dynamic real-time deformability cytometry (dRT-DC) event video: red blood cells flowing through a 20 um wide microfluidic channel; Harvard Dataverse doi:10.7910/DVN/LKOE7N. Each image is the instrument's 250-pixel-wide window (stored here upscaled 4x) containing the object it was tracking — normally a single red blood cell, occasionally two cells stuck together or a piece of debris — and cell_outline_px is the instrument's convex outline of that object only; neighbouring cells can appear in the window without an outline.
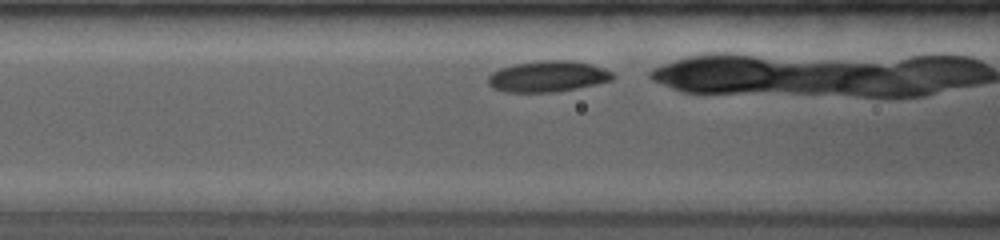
{"species": "common noctule bat (a hibernating species)", "species_latin": "Nyctalus noctula", "temperature_condition": "room temperature", "stored_images_in_passage": 9, "camera_frame_rate_fps": 4000, "um_per_image_px": 0.085, "animal": {"sex": "female", "body_mass_g": 19.0, "forearm_length_mm": 53.3}, "frame": {"image": 1, "passage_image": 5, "time_ms": 0.5, "image_size_px": [1000, 240], "cell_outline_px": [[616, 76], [612, 80], [596, 84], [576, 88], [552, 92], [504, 92], [492, 88], [488, 84], [488, 76], [492, 72], [500, 68], [516, 64], [544, 60], [572, 60], [604, 68], [612, 72]], "centroid_in_image_um": [46.55, 6.5], "position_along_channel_um": 120.0, "area_um2": 22.48}}